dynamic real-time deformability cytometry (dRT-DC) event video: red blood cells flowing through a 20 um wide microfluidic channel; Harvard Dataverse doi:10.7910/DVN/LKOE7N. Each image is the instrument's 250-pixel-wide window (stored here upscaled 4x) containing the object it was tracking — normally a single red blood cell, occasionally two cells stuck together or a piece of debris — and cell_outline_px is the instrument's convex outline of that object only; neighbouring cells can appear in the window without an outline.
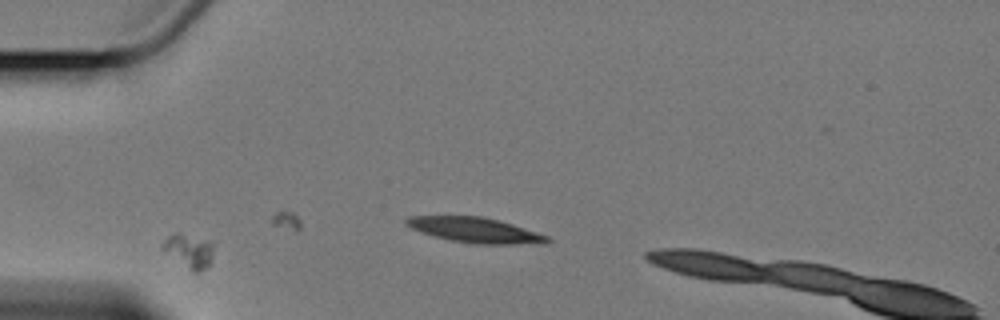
{"species": "Egyptian fruit bat (a non-hibernating species)", "species_latin": "Rousettus aegyptiacus", "temperature_condition": "cold", "stored_images_in_passage": 5, "segment_of_instrument_passage": [1, 2], "camera_frame_rate_fps": 3000, "um_per_image_px": 0.085, "animal": {"sex": "female"}, "frame": {"image": 1, "passage_image": 2, "time_ms": 1.333, "image_size_px": [1000, 320], "cell_outline_px": [[216, 244], [212, 260], [200, 272], [192, 272], [160, 248], [164, 240], [172, 232], [180, 232], [212, 240]], "centroid_in_image_um": [16.11, 21.27], "position_along_channel_um": 68.9, "area_um2": 10.52}}